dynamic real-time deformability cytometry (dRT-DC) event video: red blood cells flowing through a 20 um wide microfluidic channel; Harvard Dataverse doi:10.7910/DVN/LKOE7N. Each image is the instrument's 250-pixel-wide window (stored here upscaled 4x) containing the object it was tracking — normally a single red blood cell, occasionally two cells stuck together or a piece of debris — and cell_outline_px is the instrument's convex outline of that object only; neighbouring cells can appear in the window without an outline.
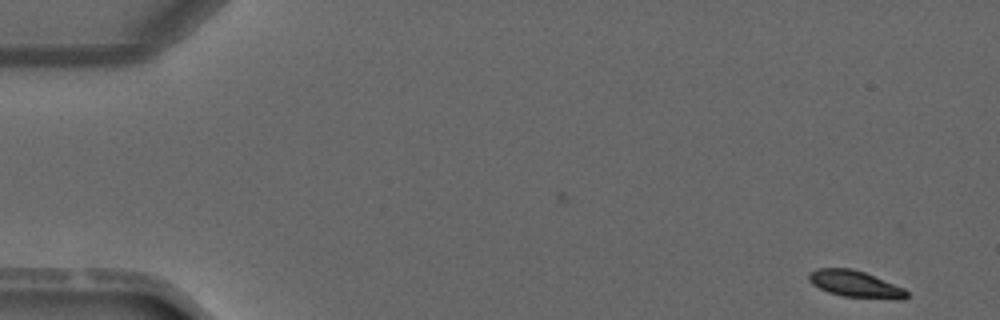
{"species": "common noctule bat (a hibernating species)", "species_latin": "Nyctalus noctula", "temperature_condition": "warm", "stored_images_in_passage": 4, "camera_frame_rate_fps": 3000, "um_per_image_px": 0.085, "animal": {"sex": "male", "forearm_length_mm": 52.5}, "frame": {"image": 1, "passage_image": 1, "time_ms": 0.0, "image_size_px": [1000, 320], "cell_outline_px": [[908, 296], [904, 300], [900, 300], [844, 296], [828, 292], [812, 284], [808, 280], [808, 272], [816, 268], [852, 268], [864, 272], [904, 288], [908, 292]], "centroid_in_image_um": [72.69, 24.14], "position_along_channel_um": 12.3, "area_um2": 15.26}}
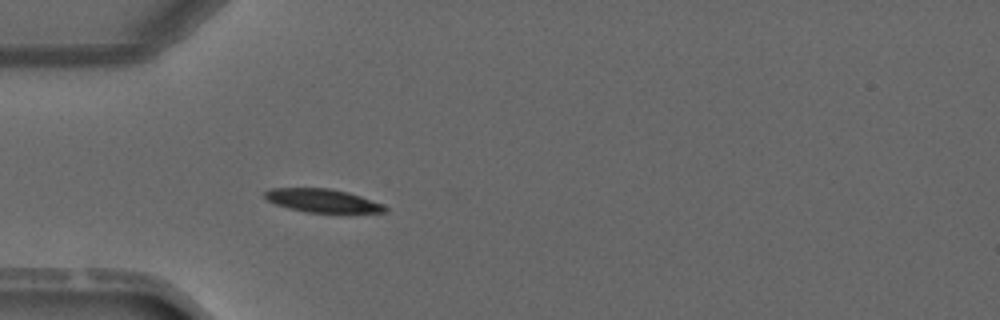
{"frame": {"image": 2, "passage_image": 4, "time_ms": 3.667, "image_size_px": [1000, 320], "cell_outline_px": [[388, 212], [304, 212], [288, 208], [276, 204], [268, 200], [264, 196], [264, 192], [272, 188], [328, 188], [348, 192], [384, 204], [388, 208]], "centroid_in_image_um": [27.42, 17.05], "position_along_channel_um": 57.6, "area_um2": 16.24}}